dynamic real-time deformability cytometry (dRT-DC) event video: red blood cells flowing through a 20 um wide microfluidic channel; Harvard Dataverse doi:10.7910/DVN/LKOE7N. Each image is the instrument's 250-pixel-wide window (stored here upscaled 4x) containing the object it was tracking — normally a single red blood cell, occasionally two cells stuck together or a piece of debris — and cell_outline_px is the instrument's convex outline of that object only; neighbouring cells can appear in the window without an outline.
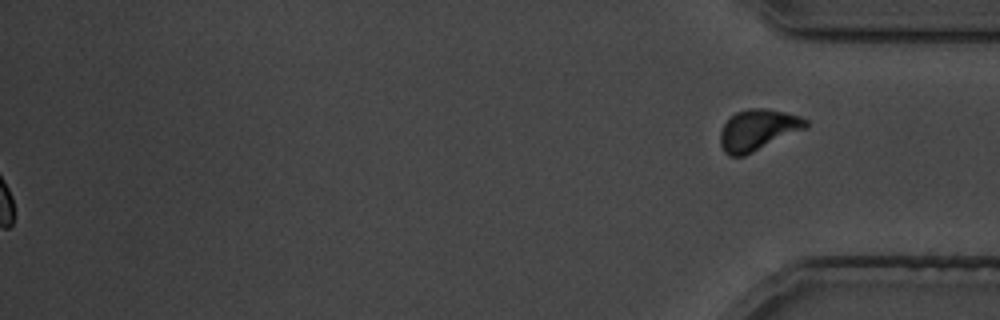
{"species": "common noctule bat (a hibernating species)", "species_latin": "Nyctalus noctula", "temperature_condition": "cold", "stored_images_in_passage": 28, "segment_of_instrument_passage": [2, 2], "camera_frame_rate_fps": 3000, "um_per_image_px": 0.085, "animal": {"sex": "male", "body_mass_g": 19.5, "forearm_length_mm": 54.6}, "frame": {"image": 1, "passage_image": 28, "time_ms": 33.333, "image_size_px": [1000, 320], "cell_outline_px": [[808, 128], [744, 156], [728, 156], [724, 152], [720, 144], [720, 132], [724, 124], [736, 112], [748, 108], [764, 108], [784, 112], [800, 116], [808, 120]], "centroid_in_image_um": [64.43, 11.05], "position_along_channel_um": 370.8, "area_um2": 20.58}}